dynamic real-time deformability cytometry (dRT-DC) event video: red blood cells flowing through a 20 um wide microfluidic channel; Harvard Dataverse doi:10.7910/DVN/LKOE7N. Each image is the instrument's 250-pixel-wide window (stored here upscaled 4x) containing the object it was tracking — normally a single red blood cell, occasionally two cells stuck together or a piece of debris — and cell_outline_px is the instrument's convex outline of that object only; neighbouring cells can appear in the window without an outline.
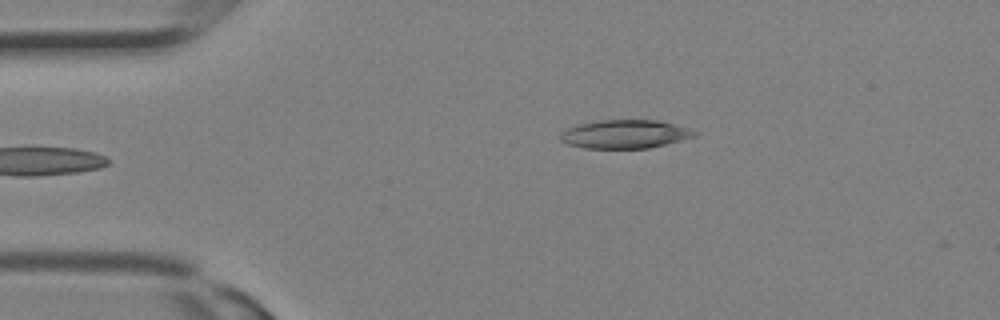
{"species": "Egyptian fruit bat (a non-hibernating species)", "species_latin": "Rousettus aegyptiacus", "temperature_condition": "room temperature", "stored_images_in_passage": 2, "camera_frame_rate_fps": 3000, "um_per_image_px": 0.085, "animal": {"sex": "female"}, "frame": {"image": 1, "passage_image": 2, "time_ms": 0.333, "image_size_px": [1000, 320], "cell_outline_px": [[700, 132], [696, 136], [648, 148], [584, 148], [568, 144], [560, 140], [560, 136], [568, 128], [580, 124], [600, 120], [656, 120], [672, 124]], "centroid_in_image_um": [53.12, 11.4], "position_along_channel_um": 31.9, "area_um2": 21.91}}